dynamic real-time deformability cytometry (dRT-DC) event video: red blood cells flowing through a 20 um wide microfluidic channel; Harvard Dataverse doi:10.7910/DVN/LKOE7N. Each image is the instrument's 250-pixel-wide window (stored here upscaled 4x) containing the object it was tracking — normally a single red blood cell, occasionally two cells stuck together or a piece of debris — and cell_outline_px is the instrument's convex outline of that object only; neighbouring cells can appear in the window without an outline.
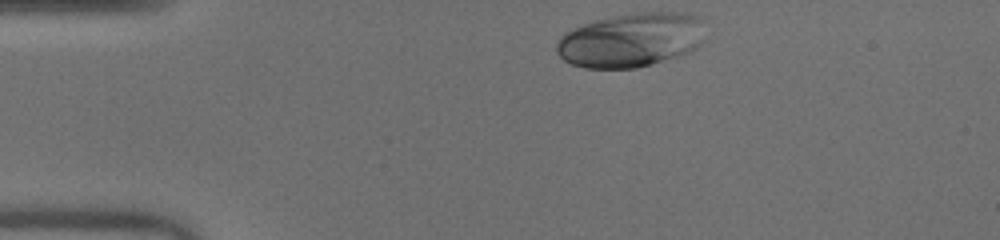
{"species": "human", "species_latin": "Homo sapiens", "temperature_condition": "warm", "stored_images_in_passage": 32, "camera_frame_rate_fps": 3000, "um_per_image_px": 0.085, "donor": {"sex": "male"}, "frame": {"image": 1, "passage_image": 1, "time_ms": 0.0, "image_size_px": [1000, 240], "cell_outline_px": [[704, 40], [696, 48], [688, 52], [652, 64], [636, 68], [584, 68], [572, 64], [564, 60], [556, 52], [556, 44], [560, 36], [564, 32], [580, 24], [592, 20], [612, 16], [640, 12], [688, 12], [700, 16]], "centroid_in_image_um": [53.61, 3.38], "position_along_channel_um": 31.4, "area_um2": 47.34}}
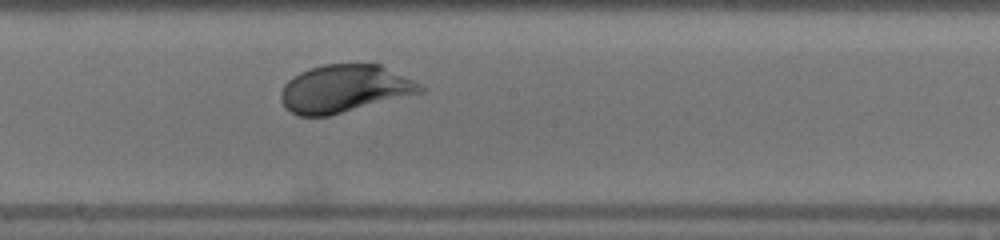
{"frame": {"image": 2, "passage_image": 19, "time_ms": 6.0, "image_size_px": [1000, 240], "cell_outline_px": [[424, 92], [328, 116], [300, 116], [292, 112], [280, 100], [280, 92], [284, 84], [292, 76], [308, 68], [324, 64], [380, 64], [420, 84], [424, 88]], "centroid_in_image_um": [29.25, 7.53], "position_along_channel_um": 219.0, "area_um2": 38.49}}
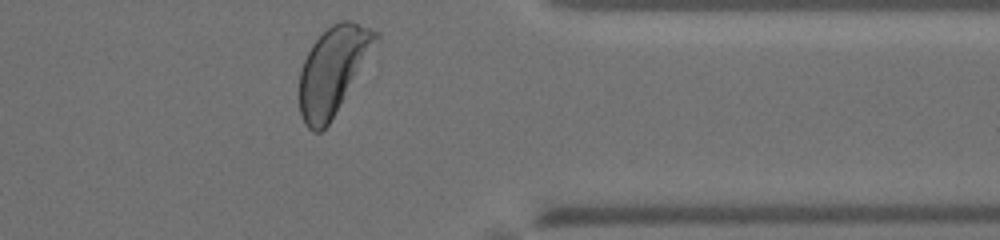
{"frame": {"image": 3, "passage_image": 32, "time_ms": 10.333, "image_size_px": [1000, 240], "cell_outline_px": [[380, 36], [328, 124], [320, 132], [312, 132], [304, 124], [300, 116], [300, 68], [312, 44], [332, 24], [340, 20], [348, 20], [372, 28], [380, 32]], "centroid_in_image_um": [28.27, 5.96], "position_along_channel_um": 383.1, "area_um2": 37.86}, "authors_computed_cell_mechanics": {"area_um2": 37.9746, "velocity_mm_per_s": 4.0177, "shape_relaxation_time_tau1_ms": 2.3124, "shape_relaxation_time_tau2_ms": null, "deformation_change_tau1": 0.1457, "deformation_change_tau2": null}}